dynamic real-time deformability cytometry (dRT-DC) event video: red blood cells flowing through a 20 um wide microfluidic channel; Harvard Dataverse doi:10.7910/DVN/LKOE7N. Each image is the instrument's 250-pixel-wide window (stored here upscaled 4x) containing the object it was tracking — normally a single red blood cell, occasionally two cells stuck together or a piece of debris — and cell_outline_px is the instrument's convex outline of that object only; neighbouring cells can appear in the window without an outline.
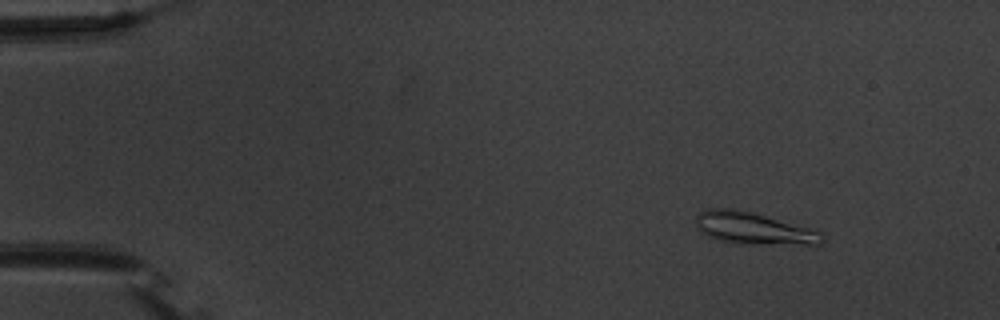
{"species": "common noctule bat (a hibernating species)", "species_latin": "Nyctalus noctula", "temperature_condition": "warm", "stored_images_in_passage": 53, "camera_frame_rate_fps": 3000, "um_per_image_px": 0.085, "animal": {"sex": "male", "body_mass_g": 20.1, "forearm_length_mm": 53.5}, "frame": {"image": 1, "passage_image": 6, "time_ms": 1.667, "image_size_px": [1000, 320], "cell_outline_px": [[824, 240], [820, 244], [740, 244], [720, 240], [708, 236], [700, 232], [696, 228], [696, 216], [704, 208], [732, 208], [752, 212], [808, 228], [820, 232], [824, 236]], "centroid_in_image_um": [63.98, 19.41], "position_along_channel_um": 21.0, "area_um2": 23.41}}
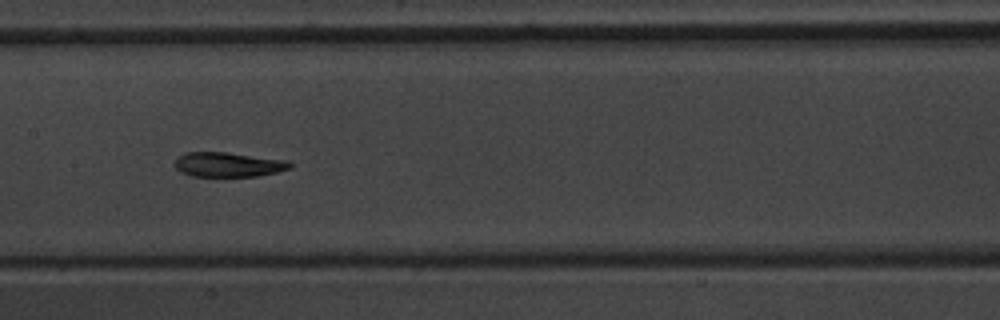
{"frame": {"image": 2, "passage_image": 27, "time_ms": 8.667, "image_size_px": [1000, 320], "cell_outline_px": [[292, 168], [276, 172], [256, 176], [192, 176], [180, 172], [172, 164], [176, 156], [184, 152], [228, 152], [288, 160], [292, 164]], "centroid_in_image_um": [19.35, 13.97], "position_along_channel_um": 188.0, "area_um2": 16.82}}
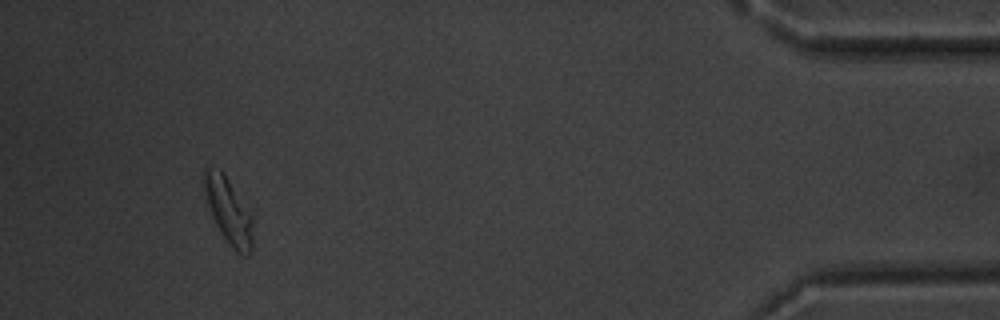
{"frame": {"image": 3, "passage_image": 50, "time_ms": 16.333, "image_size_px": [1000, 320], "cell_outline_px": [[256, 216], [252, 252], [248, 256], [244, 256], [236, 252], [228, 244], [216, 224], [208, 204], [200, 180], [204, 168], [208, 168], [220, 172], [228, 180]], "centroid_in_image_um": [19.5, 17.99], "position_along_channel_um": 415.7, "area_um2": 19.42}, "authors_computed_cell_mechanics": {"area_um2": 17.8024, "velocity_mm_per_s": 3.7694, "shape_relaxation_time_tau1_ms": 4.6149, "shape_relaxation_time_tau2_ms": 3.2407, "deformation_change_tau1": 0.1761, "deformation_change_tau2": 0.1102}}